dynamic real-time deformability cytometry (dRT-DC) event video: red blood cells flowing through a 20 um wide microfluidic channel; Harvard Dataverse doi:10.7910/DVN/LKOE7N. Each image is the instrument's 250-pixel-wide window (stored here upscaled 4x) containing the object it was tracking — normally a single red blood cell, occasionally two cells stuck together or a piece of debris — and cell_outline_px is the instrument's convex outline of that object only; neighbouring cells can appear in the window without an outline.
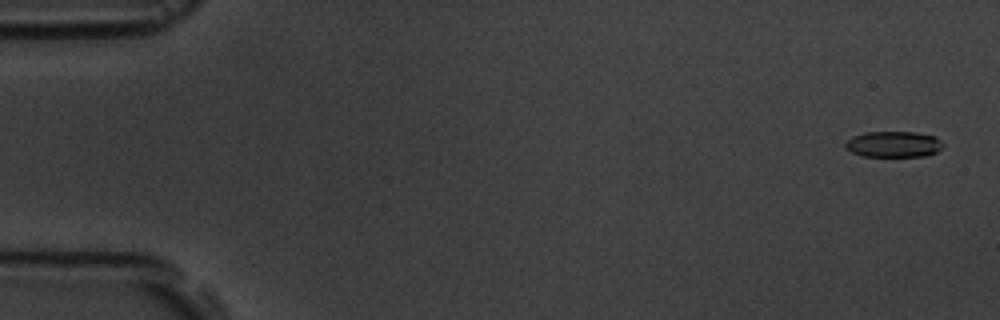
{"species": "common noctule bat (a hibernating species)", "species_latin": "Nyctalus noctula", "temperature_condition": "room temperature", "stored_images_in_passage": 7, "camera_frame_rate_fps": 3000, "um_per_image_px": 0.085, "animal": {"sex": "male", "body_mass_g": 19.5, "forearm_length_mm": 54.6}, "frame": {"image": 1, "passage_image": 1, "time_ms": 0.0, "image_size_px": [1000, 320], "cell_outline_px": [[944, 144], [936, 152], [928, 156], [864, 156], [852, 152], [844, 148], [844, 144], [852, 136], [864, 132], [916, 132], [936, 136]], "centroid_in_image_um": [75.95, 12.25], "position_along_channel_um": 9.1, "area_um2": 14.85}}
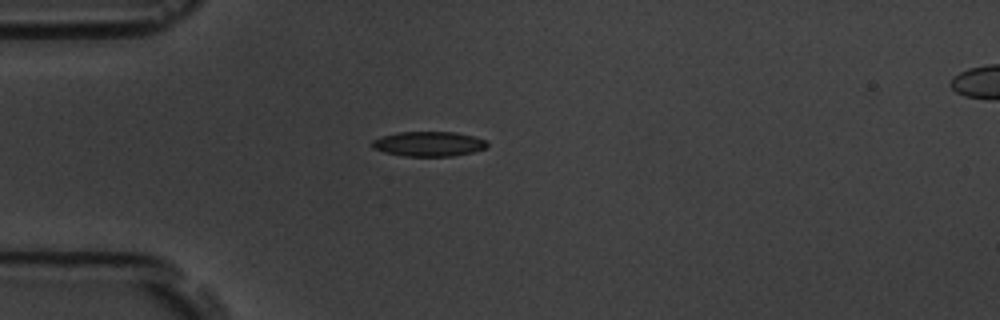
{"frame": {"image": 2, "passage_image": 5, "time_ms": 4.667, "image_size_px": [1000, 320], "cell_outline_px": [[488, 144], [484, 148], [472, 152], [452, 156], [404, 156], [384, 152], [372, 148], [368, 144], [372, 140], [380, 136], [396, 132], [456, 132], [472, 136], [484, 140]], "centroid_in_image_um": [36.34, 12.23], "position_along_channel_um": 48.7, "area_um2": 16.7}}
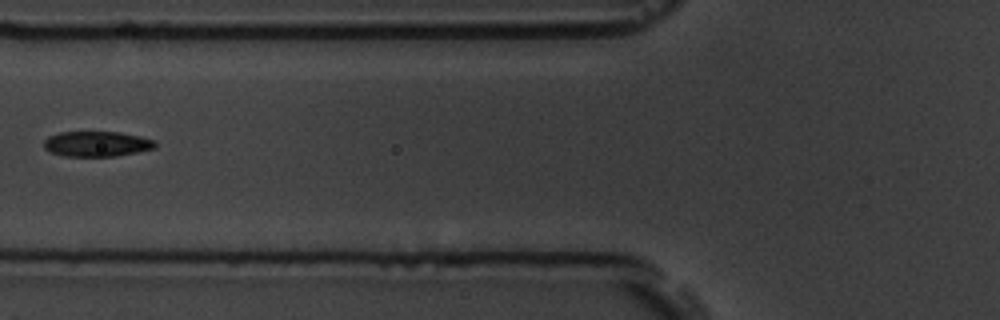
{"frame": {"image": 3, "passage_image": 7, "time_ms": 7.0, "image_size_px": [1000, 320], "cell_outline_px": [[156, 148], [116, 156], [64, 156], [52, 152], [44, 148], [44, 140], [48, 136], [60, 132], [120, 132], [140, 136], [156, 140]], "centroid_in_image_um": [8.24, 12.22], "position_along_channel_um": 117.6, "area_um2": 16.42}}